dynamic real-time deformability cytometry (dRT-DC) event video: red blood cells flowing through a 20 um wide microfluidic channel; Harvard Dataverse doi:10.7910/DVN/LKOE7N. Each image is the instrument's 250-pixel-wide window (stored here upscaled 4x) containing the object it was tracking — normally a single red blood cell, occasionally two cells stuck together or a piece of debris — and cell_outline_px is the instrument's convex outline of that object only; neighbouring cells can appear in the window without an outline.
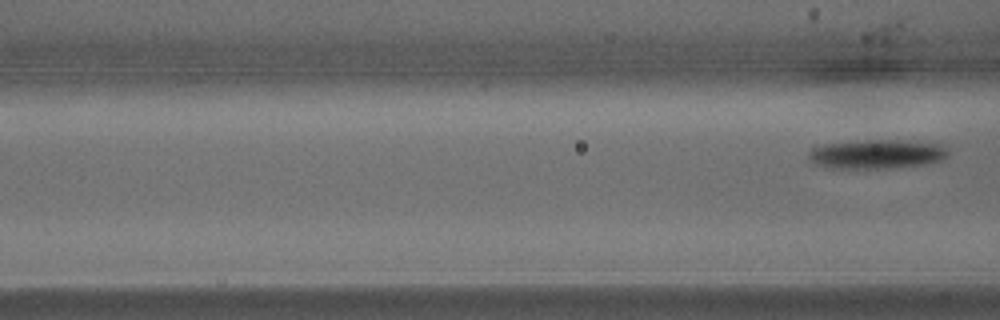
{"species": "common noctule bat (a hibernating species)", "species_latin": "Nyctalus noctula", "temperature_condition": "warm", "stored_images_in_passage": 8, "camera_frame_rate_fps": 3000, "um_per_image_px": 0.085, "animal": {"sex": "male", "body_mass_g": 15.6}, "frame": {"image": 1, "passage_image": 8, "time_ms": 2.333, "image_size_px": [1000, 320], "cell_outline_px": [[948, 156], [940, 160], [928, 164], [888, 168], [828, 168], [812, 164], [808, 156], [808, 152], [824, 144], [856, 140], [896, 140], [944, 144], [948, 148]], "centroid_in_image_um": [74.53, 13.1], "position_along_channel_um": 92.1, "area_um2": 23.93}}